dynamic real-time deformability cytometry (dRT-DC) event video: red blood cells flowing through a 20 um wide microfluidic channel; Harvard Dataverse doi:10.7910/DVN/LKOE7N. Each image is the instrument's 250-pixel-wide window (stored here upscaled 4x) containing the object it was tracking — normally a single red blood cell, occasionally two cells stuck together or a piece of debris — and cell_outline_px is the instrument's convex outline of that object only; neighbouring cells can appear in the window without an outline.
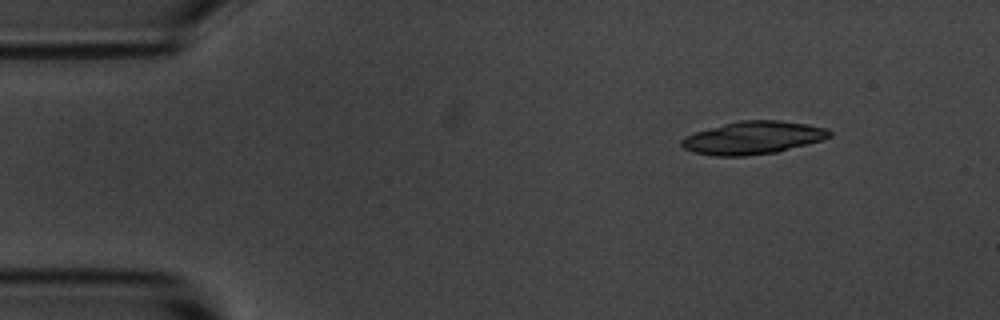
{"species": "common noctule bat (a hibernating species)", "species_latin": "Nyctalus noctula", "temperature_condition": "room temperature", "stored_images_in_passage": 6, "segment_of_instrument_passage": [2, 2], "camera_frame_rate_fps": 3000, "um_per_image_px": 0.085, "animal": {"sex": "male", "body_mass_g": 20.1, "forearm_length_mm": 53.5}, "frame": {"image": 1, "passage_image": 6, "time_ms": 5.667, "image_size_px": [1000, 320], "cell_outline_px": [[832, 136], [824, 140], [776, 152], [744, 156], [716, 156], [692, 152], [684, 148], [680, 144], [680, 140], [684, 136], [696, 132], [724, 124], [740, 120], [780, 120], [808, 124], [828, 128], [832, 132]], "centroid_in_image_um": [64.04, 11.71], "position_along_channel_um": 21.0, "area_um2": 28.44}}